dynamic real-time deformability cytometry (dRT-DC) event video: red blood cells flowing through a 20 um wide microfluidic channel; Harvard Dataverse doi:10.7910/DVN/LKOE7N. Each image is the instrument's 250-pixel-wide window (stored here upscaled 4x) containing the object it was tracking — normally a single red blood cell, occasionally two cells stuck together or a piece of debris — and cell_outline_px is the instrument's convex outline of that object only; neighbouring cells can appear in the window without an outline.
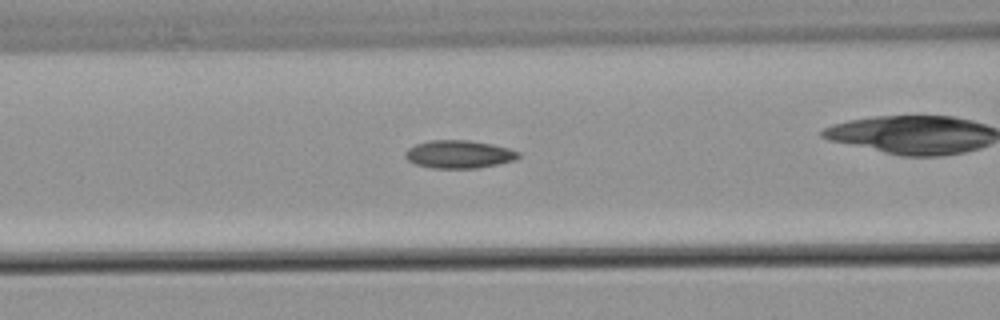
{"species": "common noctule bat (a hibernating species)", "species_latin": "Nyctalus noctula", "temperature_condition": "warm", "stored_images_in_passage": 34, "camera_frame_rate_fps": 3000, "um_per_image_px": 0.085, "animal": {"sex": "male", "body_mass_g": 21.5, "forearm_length_mm": 52.0}, "frame": {"image": 1, "passage_image": 10, "time_ms": 3.0, "image_size_px": [1000, 320], "cell_outline_px": [[520, 156], [516, 160], [500, 164], [476, 168], [432, 168], [416, 164], [408, 160], [404, 156], [404, 152], [408, 148], [416, 144], [428, 140], [468, 140], [492, 144], [508, 148], [520, 152]], "centroid_in_image_um": [39.02, 13.11], "position_along_channel_um": 127.6, "area_um2": 18.55}}
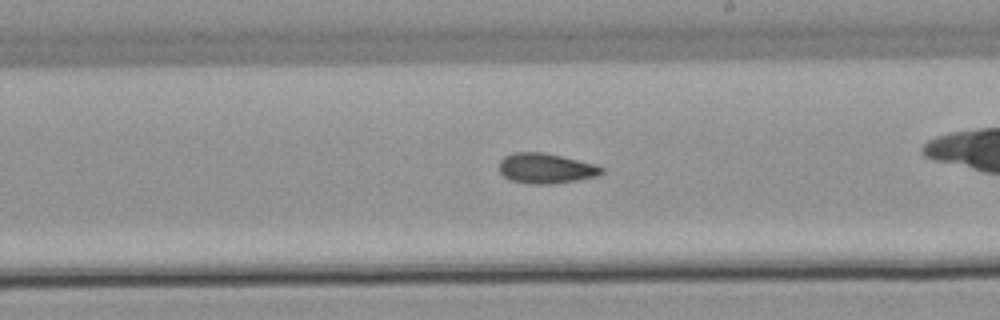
{"frame": {"image": 2, "passage_image": 20, "time_ms": 6.333, "image_size_px": [1000, 320], "cell_outline_px": [[604, 172], [596, 176], [576, 180], [548, 184], [532, 184], [508, 180], [496, 168], [500, 160], [504, 156], [512, 152], [544, 152], [600, 164], [604, 168]], "centroid_in_image_um": [46.38, 14.29], "position_along_channel_um": 242.6, "area_um2": 18.44}}